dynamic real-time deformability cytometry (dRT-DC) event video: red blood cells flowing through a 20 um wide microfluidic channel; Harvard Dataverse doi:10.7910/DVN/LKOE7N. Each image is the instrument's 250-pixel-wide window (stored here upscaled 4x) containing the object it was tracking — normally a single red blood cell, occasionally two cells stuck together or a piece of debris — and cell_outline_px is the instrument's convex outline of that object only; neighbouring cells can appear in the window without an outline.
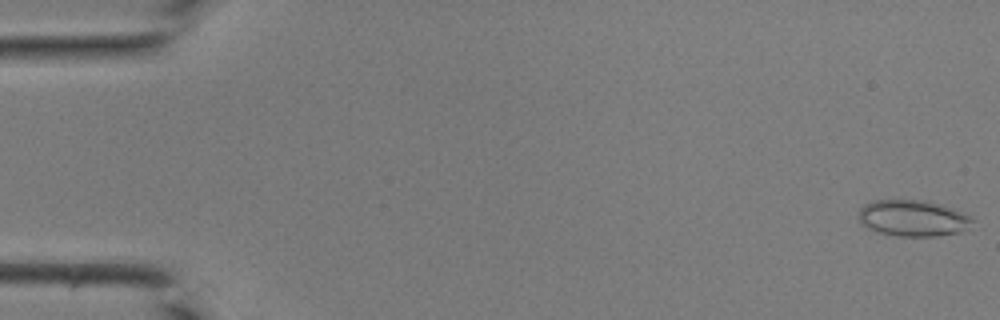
{"species": "common noctule bat (a hibernating species)", "species_latin": "Nyctalus noctula", "temperature_condition": "room temperature", "stored_images_in_passage": 43, "camera_frame_rate_fps": 3000, "um_per_image_px": 0.085, "animal": {"sex": "male", "body_mass_g": 19.0, "forearm_length_mm": 50.8}, "frame": {"image": 1, "passage_image": 1, "time_ms": 0.0, "image_size_px": [1000, 320], "cell_outline_px": [[972, 220], [960, 232], [936, 236], [896, 236], [876, 232], [860, 224], [860, 208], [864, 204], [872, 200], [924, 200], [972, 216]], "centroid_in_image_um": [77.51, 18.55], "position_along_channel_um": 7.5, "area_um2": 23.64}}
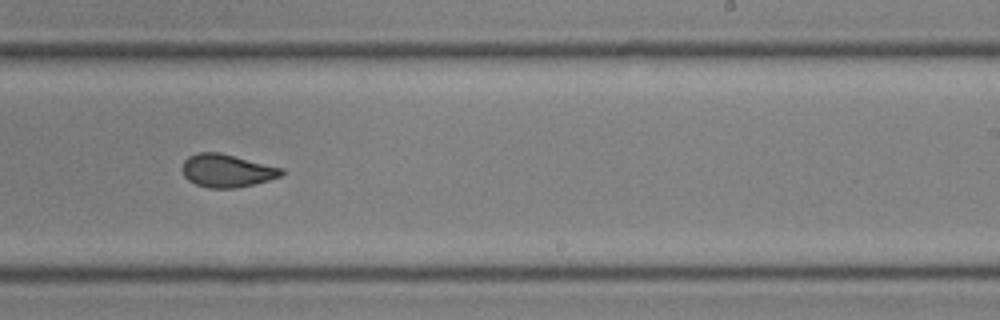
{"frame": {"image": 2, "passage_image": 27, "time_ms": 8.667, "image_size_px": [1000, 320], "cell_outline_px": [[284, 172], [280, 176], [256, 184], [236, 188], [208, 188], [196, 184], [188, 180], [184, 176], [180, 168], [184, 160], [188, 156], [196, 152], [220, 152], [284, 168]], "centroid_in_image_um": [19.26, 14.5], "position_along_channel_um": 269.7, "area_um2": 19.36}}
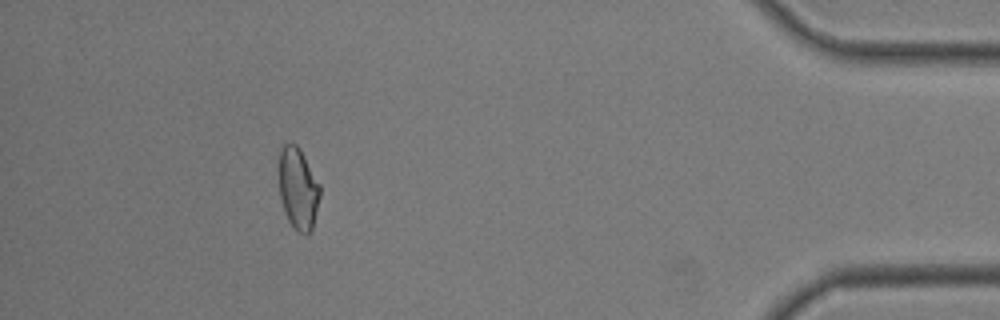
{"frame": {"image": 3, "passage_image": 39, "time_ms": 12.667, "image_size_px": [1000, 320], "cell_outline_px": [[320, 196], [312, 228], [304, 236], [296, 232], [288, 220], [284, 212], [280, 196], [280, 148], [284, 144], [296, 144], [300, 148], [320, 184]], "centroid_in_image_um": [25.35, 16.05], "position_along_channel_um": 409.9, "area_um2": 19.48}}